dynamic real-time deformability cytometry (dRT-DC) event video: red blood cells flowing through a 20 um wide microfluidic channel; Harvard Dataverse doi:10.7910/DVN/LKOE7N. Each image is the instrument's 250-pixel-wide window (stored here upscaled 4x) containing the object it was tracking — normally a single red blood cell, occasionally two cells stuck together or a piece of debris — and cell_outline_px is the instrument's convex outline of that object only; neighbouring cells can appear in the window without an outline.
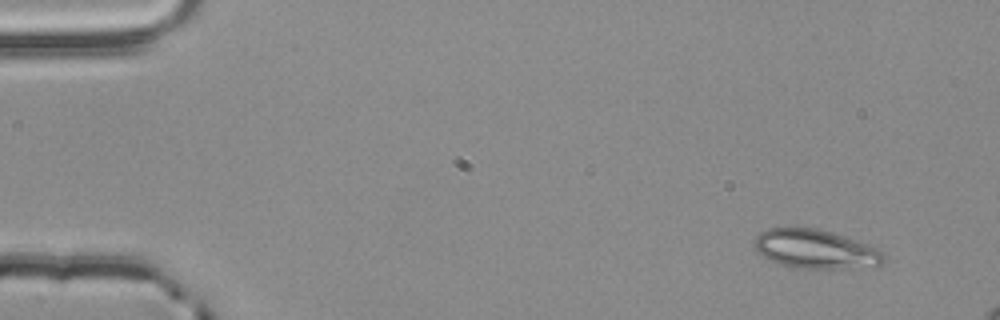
{"species": "common noctule bat (a hibernating species)", "species_latin": "Nyctalus noctula", "temperature_condition": "room temperature", "stored_images_in_passage": 4, "camera_frame_rate_fps": 3000, "um_per_image_px": 0.085, "animal": {"sex": "male", "body_mass_g": 20.4}, "frame": {"image": 1, "passage_image": 1, "time_ms": 0.0, "image_size_px": [1000, 320], "cell_outline_px": [[884, 260], [880, 264], [848, 268], [800, 268], [780, 264], [768, 260], [756, 252], [752, 248], [752, 244], [756, 236], [760, 232], [768, 228], [816, 228], [832, 232], [868, 244], [884, 252]], "centroid_in_image_um": [69.24, 21.16], "position_along_channel_um": 15.8, "area_um2": 29.36}}